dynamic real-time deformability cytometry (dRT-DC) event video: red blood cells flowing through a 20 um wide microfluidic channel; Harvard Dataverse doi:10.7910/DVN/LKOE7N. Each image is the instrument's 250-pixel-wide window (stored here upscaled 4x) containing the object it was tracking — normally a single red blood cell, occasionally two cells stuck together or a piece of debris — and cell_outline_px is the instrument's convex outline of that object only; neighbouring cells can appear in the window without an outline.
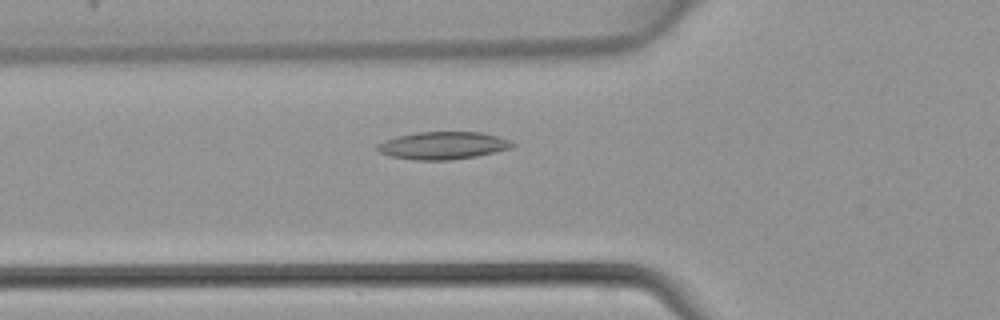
{"species": "common noctule bat (a hibernating species)", "species_latin": "Nyctalus noctula", "temperature_condition": "warm", "stored_images_in_passage": 31, "camera_frame_rate_fps": 3000, "um_per_image_px": 0.085, "animal": {"sex": "female", "body_mass_g": 22.7, "forearm_length_mm": 54.2}, "frame": {"image": 1, "passage_image": 6, "time_ms": 1.667, "image_size_px": [1000, 320], "cell_outline_px": [[516, 144], [512, 148], [496, 152], [476, 156], [452, 160], [416, 160], [388, 156], [380, 152], [376, 148], [376, 144], [384, 140], [396, 136], [416, 132], [480, 132], [496, 136], [508, 140]], "centroid_in_image_um": [37.62, 12.37], "position_along_channel_um": 88.2, "area_um2": 21.79}}
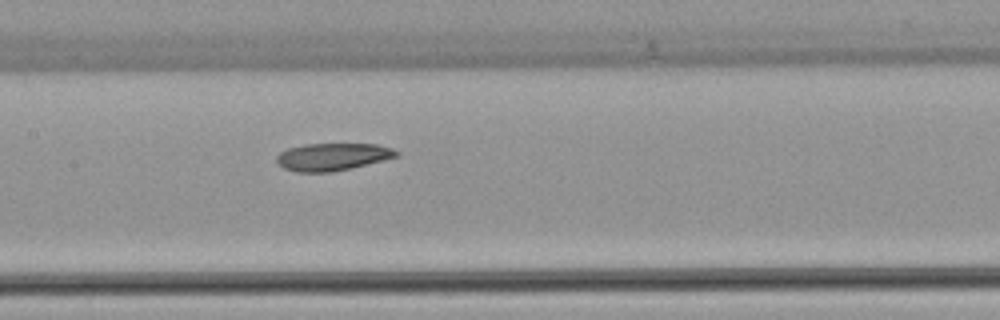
{"frame": {"image": 2, "passage_image": 12, "time_ms": 3.667, "image_size_px": [1000, 320], "cell_outline_px": [[400, 156], [352, 168], [332, 172], [296, 172], [284, 168], [276, 160], [276, 156], [280, 152], [288, 148], [308, 144], [376, 144], [392, 148], [400, 152]], "centroid_in_image_um": [28.3, 13.33], "position_along_channel_um": 179.1, "area_um2": 19.19}}
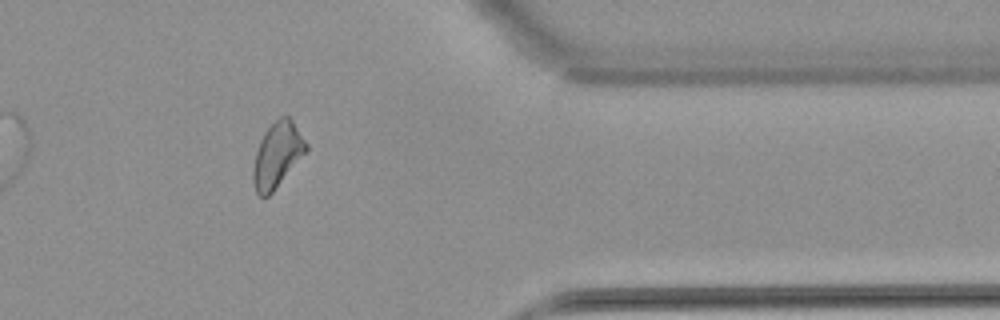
{"frame": {"image": 3, "passage_image": 27, "time_ms": 8.667, "image_size_px": [1000, 320], "cell_outline_px": [[308, 148], [272, 192], [268, 196], [260, 196], [256, 192], [252, 180], [252, 172], [256, 152], [260, 140], [264, 132], [280, 116], [288, 116], [292, 120], [308, 144]], "centroid_in_image_um": [23.54, 13.15], "position_along_channel_um": 387.9, "area_um2": 19.59}}